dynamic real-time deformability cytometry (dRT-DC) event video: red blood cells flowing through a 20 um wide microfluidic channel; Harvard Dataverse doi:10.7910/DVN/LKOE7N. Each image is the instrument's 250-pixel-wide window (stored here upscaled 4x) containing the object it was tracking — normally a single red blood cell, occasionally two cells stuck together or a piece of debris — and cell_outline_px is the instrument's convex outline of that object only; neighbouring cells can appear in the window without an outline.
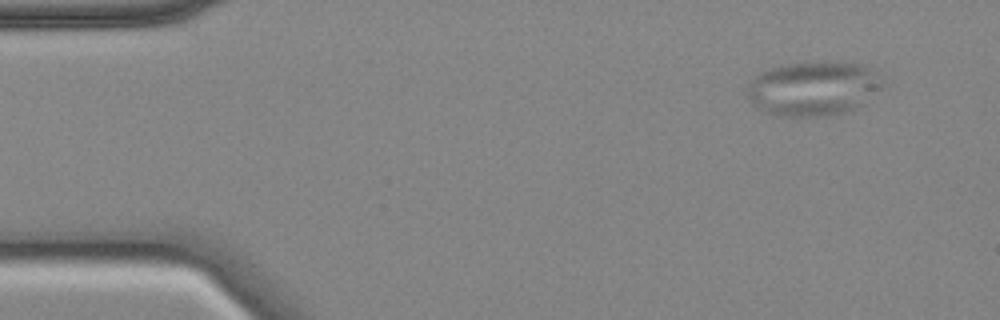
{"species": "common noctule bat (a hibernating species)", "species_latin": "Nyctalus noctula", "temperature_condition": "cold", "stored_images_in_passage": 53, "camera_frame_rate_fps": 3000, "um_per_image_px": 0.085, "animal": {"sex": "female", "body_mass_g": 18.4}, "frame": {"image": 1, "passage_image": 1, "time_ms": 0.0, "image_size_px": [1000, 320], "cell_outline_px": [[884, 84], [880, 88], [856, 108], [840, 112], [812, 116], [776, 116], [756, 108], [748, 100], [748, 84], [760, 72], [768, 68], [784, 64], [804, 60], [836, 60], [860, 64], [868, 68]], "centroid_in_image_um": [69.05, 7.47], "position_along_channel_um": 16.0, "area_um2": 43.0}}
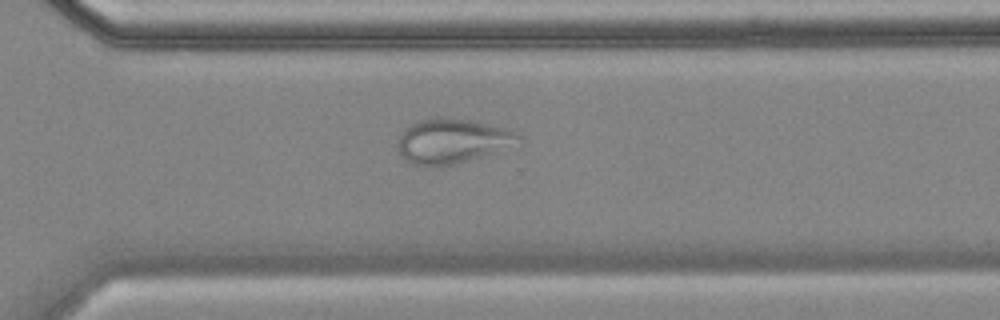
{"frame": {"image": 2, "passage_image": 36, "time_ms": 11.667, "image_size_px": [1000, 320], "cell_outline_px": [[520, 136], [492, 152], [484, 156], [452, 164], [416, 164], [404, 160], [400, 156], [396, 144], [404, 128], [420, 120], [432, 116], [452, 116], [472, 120], [508, 128], [516, 132]], "centroid_in_image_um": [38.31, 11.92], "position_along_channel_um": 332.3, "area_um2": 30.75}}
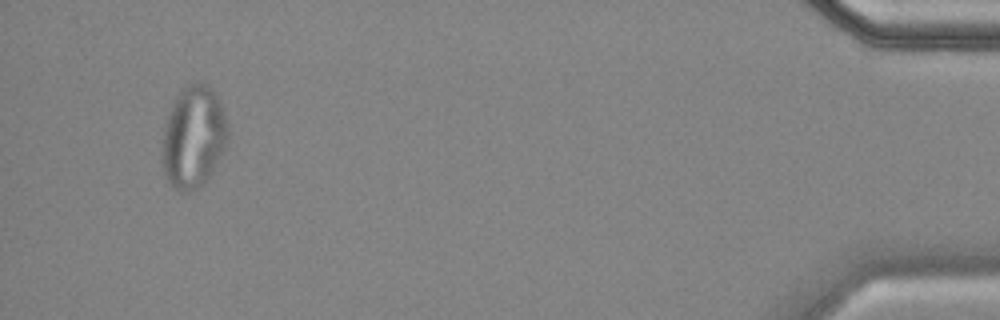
{"frame": {"image": 3, "passage_image": 50, "time_ms": 16.333, "image_size_px": [1000, 320], "cell_outline_px": [[228, 148], [208, 176], [196, 188], [180, 192], [164, 176], [160, 148], [164, 124], [172, 104], [180, 88], [188, 84], [208, 84], [224, 108], [228, 124]], "centroid_in_image_um": [16.44, 11.62], "position_along_channel_um": 418.8, "area_um2": 39.48}}